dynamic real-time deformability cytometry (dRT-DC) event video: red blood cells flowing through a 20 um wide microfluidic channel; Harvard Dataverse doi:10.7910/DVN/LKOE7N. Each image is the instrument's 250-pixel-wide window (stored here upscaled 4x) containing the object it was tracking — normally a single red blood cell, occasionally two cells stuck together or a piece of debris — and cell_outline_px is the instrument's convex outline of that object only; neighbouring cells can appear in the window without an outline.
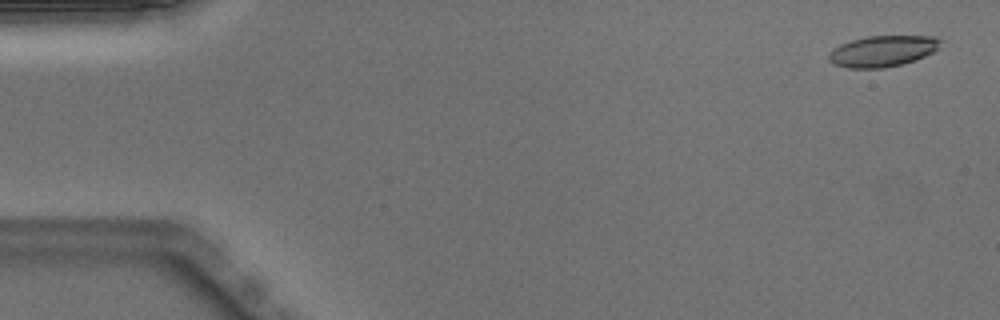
{"species": "Egyptian fruit bat (a non-hibernating species)", "species_latin": "Rousettus aegyptiacus", "temperature_condition": "warm", "stored_images_in_passage": 11, "camera_frame_rate_fps": 3000, "um_per_image_px": 0.085, "animal": {"sex": "male"}, "frame": {"image": 1, "passage_image": 1, "time_ms": 0.0, "image_size_px": [1000, 320], "cell_outline_px": [[944, 40], [932, 52], [916, 60], [884, 68], [848, 68], [836, 64], [828, 60], [828, 52], [832, 48], [840, 44], [852, 40], [868, 36], [936, 36]], "centroid_in_image_um": [75.01, 4.34], "position_along_channel_um": 10.0, "area_um2": 20.23}}